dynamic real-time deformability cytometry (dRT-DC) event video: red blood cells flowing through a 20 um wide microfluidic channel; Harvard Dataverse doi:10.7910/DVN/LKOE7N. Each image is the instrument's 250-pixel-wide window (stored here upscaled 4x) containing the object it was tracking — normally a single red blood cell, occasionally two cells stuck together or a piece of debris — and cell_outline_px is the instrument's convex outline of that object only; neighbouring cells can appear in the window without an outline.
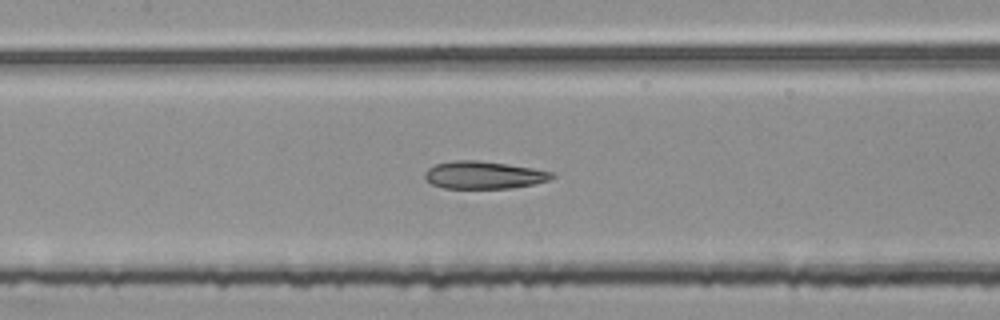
{"species": "common noctule bat (a hibernating species)", "species_latin": "Nyctalus noctula", "temperature_condition": "room temperature", "stored_images_in_passage": 53, "segment_of_instrument_passage": [2, 2], "camera_frame_rate_fps": 3000, "um_per_image_px": 0.085, "animal": {"sex": "female", "body_mass_g": 25.1}, "frame": {"image": 1, "passage_image": 25, "time_ms": 8.0, "image_size_px": [1000, 320], "cell_outline_px": [[556, 176], [552, 180], [512, 188], [444, 188], [432, 184], [424, 180], [424, 172], [428, 168], [436, 164], [452, 160], [480, 160], [536, 168], [552, 172]], "centroid_in_image_um": [41.13, 14.87], "position_along_channel_um": 166.3, "area_um2": 20.69}}
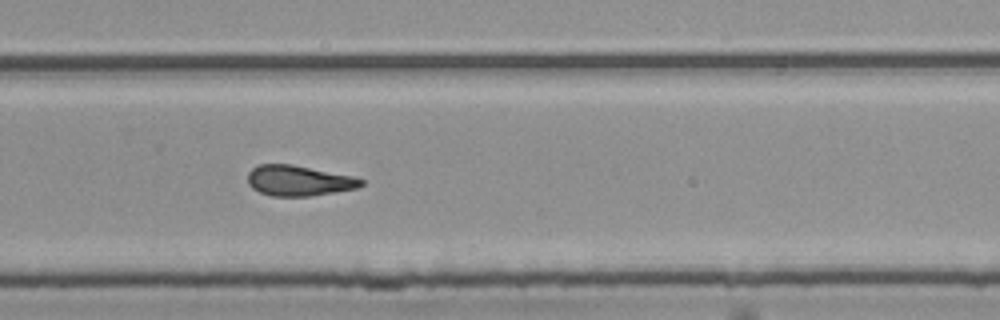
{"frame": {"image": 2, "passage_image": 36, "time_ms": 11.667, "image_size_px": [1000, 320], "cell_outline_px": [[364, 184], [356, 188], [308, 196], [272, 196], [260, 192], [252, 188], [248, 184], [248, 172], [252, 168], [260, 164], [292, 164], [352, 176], [364, 180]], "centroid_in_image_um": [25.36, 15.35], "position_along_channel_um": 304.4, "area_um2": 19.94}}
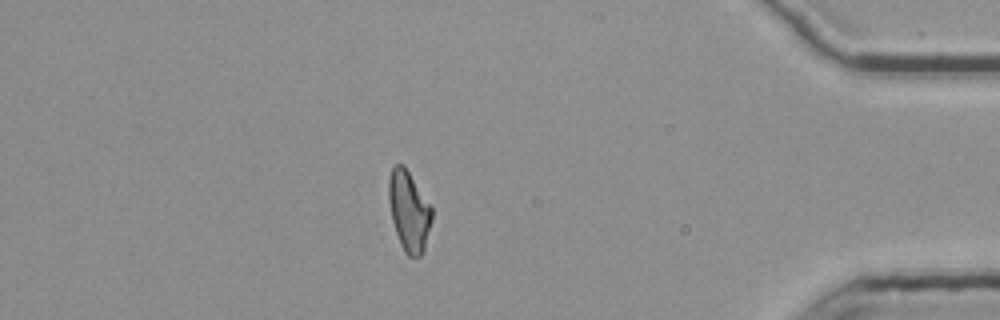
{"frame": {"image": 3, "passage_image": 47, "time_ms": 15.333, "image_size_px": [1000, 320], "cell_outline_px": [[432, 220], [424, 248], [420, 256], [408, 256], [404, 252], [400, 244], [392, 220], [388, 200], [388, 180], [392, 168], [396, 164], [404, 164], [432, 208]], "centroid_in_image_um": [34.74, 17.93], "position_along_channel_um": 400.5, "area_um2": 20.06}}